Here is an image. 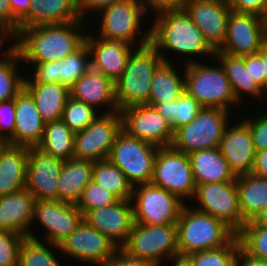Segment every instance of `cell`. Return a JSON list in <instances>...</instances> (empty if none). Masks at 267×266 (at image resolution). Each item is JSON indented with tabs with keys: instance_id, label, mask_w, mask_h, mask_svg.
<instances>
[{
	"instance_id": "91938a15",
	"label": "cell",
	"mask_w": 267,
	"mask_h": 266,
	"mask_svg": "<svg viewBox=\"0 0 267 266\" xmlns=\"http://www.w3.org/2000/svg\"><path fill=\"white\" fill-rule=\"evenodd\" d=\"M234 266H267V260L250 257L239 250Z\"/></svg>"
},
{
	"instance_id": "8fae6325",
	"label": "cell",
	"mask_w": 267,
	"mask_h": 266,
	"mask_svg": "<svg viewBox=\"0 0 267 266\" xmlns=\"http://www.w3.org/2000/svg\"><path fill=\"white\" fill-rule=\"evenodd\" d=\"M131 202L134 223L176 224L185 203L177 196L151 183L133 187Z\"/></svg>"
},
{
	"instance_id": "5bb4252c",
	"label": "cell",
	"mask_w": 267,
	"mask_h": 266,
	"mask_svg": "<svg viewBox=\"0 0 267 266\" xmlns=\"http://www.w3.org/2000/svg\"><path fill=\"white\" fill-rule=\"evenodd\" d=\"M266 41L263 17L231 11L227 21L224 44L215 52L243 57L256 54Z\"/></svg>"
},
{
	"instance_id": "d6a6232c",
	"label": "cell",
	"mask_w": 267,
	"mask_h": 266,
	"mask_svg": "<svg viewBox=\"0 0 267 266\" xmlns=\"http://www.w3.org/2000/svg\"><path fill=\"white\" fill-rule=\"evenodd\" d=\"M74 134L61 119L47 122L41 142L36 147L63 162L70 160L74 157Z\"/></svg>"
},
{
	"instance_id": "6f0895ef",
	"label": "cell",
	"mask_w": 267,
	"mask_h": 266,
	"mask_svg": "<svg viewBox=\"0 0 267 266\" xmlns=\"http://www.w3.org/2000/svg\"><path fill=\"white\" fill-rule=\"evenodd\" d=\"M252 174L267 178V149L256 151Z\"/></svg>"
},
{
	"instance_id": "bcb514c9",
	"label": "cell",
	"mask_w": 267,
	"mask_h": 266,
	"mask_svg": "<svg viewBox=\"0 0 267 266\" xmlns=\"http://www.w3.org/2000/svg\"><path fill=\"white\" fill-rule=\"evenodd\" d=\"M34 66L33 77L25 78L24 83H60L61 66L63 59L46 63L31 64Z\"/></svg>"
},
{
	"instance_id": "44dd1931",
	"label": "cell",
	"mask_w": 267,
	"mask_h": 266,
	"mask_svg": "<svg viewBox=\"0 0 267 266\" xmlns=\"http://www.w3.org/2000/svg\"><path fill=\"white\" fill-rule=\"evenodd\" d=\"M218 148L236 177L252 172L256 151L243 120L227 125Z\"/></svg>"
},
{
	"instance_id": "3957f363",
	"label": "cell",
	"mask_w": 267,
	"mask_h": 266,
	"mask_svg": "<svg viewBox=\"0 0 267 266\" xmlns=\"http://www.w3.org/2000/svg\"><path fill=\"white\" fill-rule=\"evenodd\" d=\"M187 205L176 223L180 256L222 248L236 236L223 221Z\"/></svg>"
},
{
	"instance_id": "6da1fadb",
	"label": "cell",
	"mask_w": 267,
	"mask_h": 266,
	"mask_svg": "<svg viewBox=\"0 0 267 266\" xmlns=\"http://www.w3.org/2000/svg\"><path fill=\"white\" fill-rule=\"evenodd\" d=\"M154 15L153 24L149 27L150 44L163 61L171 62L163 52L166 50L178 56L183 55L182 59L185 55L187 60L184 64L196 62L194 56H215V51L184 9L164 10Z\"/></svg>"
},
{
	"instance_id": "2e32d148",
	"label": "cell",
	"mask_w": 267,
	"mask_h": 266,
	"mask_svg": "<svg viewBox=\"0 0 267 266\" xmlns=\"http://www.w3.org/2000/svg\"><path fill=\"white\" fill-rule=\"evenodd\" d=\"M59 247V252L70 258L94 266H103L118 249L112 241L91 227L84 219Z\"/></svg>"
},
{
	"instance_id": "c3c4849f",
	"label": "cell",
	"mask_w": 267,
	"mask_h": 266,
	"mask_svg": "<svg viewBox=\"0 0 267 266\" xmlns=\"http://www.w3.org/2000/svg\"><path fill=\"white\" fill-rule=\"evenodd\" d=\"M15 98L0 102V137L6 143L14 134Z\"/></svg>"
},
{
	"instance_id": "d6986e66",
	"label": "cell",
	"mask_w": 267,
	"mask_h": 266,
	"mask_svg": "<svg viewBox=\"0 0 267 266\" xmlns=\"http://www.w3.org/2000/svg\"><path fill=\"white\" fill-rule=\"evenodd\" d=\"M83 219L104 234L118 248L128 241L134 224L131 200H118L114 204L87 212Z\"/></svg>"
},
{
	"instance_id": "ac0fdd59",
	"label": "cell",
	"mask_w": 267,
	"mask_h": 266,
	"mask_svg": "<svg viewBox=\"0 0 267 266\" xmlns=\"http://www.w3.org/2000/svg\"><path fill=\"white\" fill-rule=\"evenodd\" d=\"M63 161L28 147V163L25 188L34 200H58V180Z\"/></svg>"
},
{
	"instance_id": "03108f58",
	"label": "cell",
	"mask_w": 267,
	"mask_h": 266,
	"mask_svg": "<svg viewBox=\"0 0 267 266\" xmlns=\"http://www.w3.org/2000/svg\"><path fill=\"white\" fill-rule=\"evenodd\" d=\"M5 144V142L3 141V139L0 137V148Z\"/></svg>"
},
{
	"instance_id": "e0dca14e",
	"label": "cell",
	"mask_w": 267,
	"mask_h": 266,
	"mask_svg": "<svg viewBox=\"0 0 267 266\" xmlns=\"http://www.w3.org/2000/svg\"><path fill=\"white\" fill-rule=\"evenodd\" d=\"M183 9L200 29L204 39L214 51L224 44L228 17V0H187Z\"/></svg>"
},
{
	"instance_id": "7c38bea8",
	"label": "cell",
	"mask_w": 267,
	"mask_h": 266,
	"mask_svg": "<svg viewBox=\"0 0 267 266\" xmlns=\"http://www.w3.org/2000/svg\"><path fill=\"white\" fill-rule=\"evenodd\" d=\"M122 131L120 111L100 114L84 130L74 134V157L92 162L106 160Z\"/></svg>"
},
{
	"instance_id": "52a82bcc",
	"label": "cell",
	"mask_w": 267,
	"mask_h": 266,
	"mask_svg": "<svg viewBox=\"0 0 267 266\" xmlns=\"http://www.w3.org/2000/svg\"><path fill=\"white\" fill-rule=\"evenodd\" d=\"M122 249L132 257L164 266V261L179 256L177 226L134 223Z\"/></svg>"
},
{
	"instance_id": "484cf974",
	"label": "cell",
	"mask_w": 267,
	"mask_h": 266,
	"mask_svg": "<svg viewBox=\"0 0 267 266\" xmlns=\"http://www.w3.org/2000/svg\"><path fill=\"white\" fill-rule=\"evenodd\" d=\"M28 147L4 144L0 148V197L25 187Z\"/></svg>"
},
{
	"instance_id": "4fadbf2b",
	"label": "cell",
	"mask_w": 267,
	"mask_h": 266,
	"mask_svg": "<svg viewBox=\"0 0 267 266\" xmlns=\"http://www.w3.org/2000/svg\"><path fill=\"white\" fill-rule=\"evenodd\" d=\"M193 199L198 202L196 210L223 221L235 233L246 223L239 208L236 180L197 185Z\"/></svg>"
},
{
	"instance_id": "6125c7cd",
	"label": "cell",
	"mask_w": 267,
	"mask_h": 266,
	"mask_svg": "<svg viewBox=\"0 0 267 266\" xmlns=\"http://www.w3.org/2000/svg\"><path fill=\"white\" fill-rule=\"evenodd\" d=\"M173 261L172 266H193L190 259L187 256H175L168 260V263Z\"/></svg>"
},
{
	"instance_id": "9a60e30c",
	"label": "cell",
	"mask_w": 267,
	"mask_h": 266,
	"mask_svg": "<svg viewBox=\"0 0 267 266\" xmlns=\"http://www.w3.org/2000/svg\"><path fill=\"white\" fill-rule=\"evenodd\" d=\"M120 113L122 130L129 136L158 147L171 146L174 131L154 106L143 104L127 107Z\"/></svg>"
},
{
	"instance_id": "7a4b0ae2",
	"label": "cell",
	"mask_w": 267,
	"mask_h": 266,
	"mask_svg": "<svg viewBox=\"0 0 267 266\" xmlns=\"http://www.w3.org/2000/svg\"><path fill=\"white\" fill-rule=\"evenodd\" d=\"M84 22L46 24L24 28L18 33L17 50L24 63L38 64L64 59L84 43Z\"/></svg>"
},
{
	"instance_id": "681fc988",
	"label": "cell",
	"mask_w": 267,
	"mask_h": 266,
	"mask_svg": "<svg viewBox=\"0 0 267 266\" xmlns=\"http://www.w3.org/2000/svg\"><path fill=\"white\" fill-rule=\"evenodd\" d=\"M232 12L254 14L265 18L267 15V0H228Z\"/></svg>"
},
{
	"instance_id": "ba28073f",
	"label": "cell",
	"mask_w": 267,
	"mask_h": 266,
	"mask_svg": "<svg viewBox=\"0 0 267 266\" xmlns=\"http://www.w3.org/2000/svg\"><path fill=\"white\" fill-rule=\"evenodd\" d=\"M99 13L102 20L97 37L125 40L138 48L150 43V29L141 33V22L147 12L140 0H121Z\"/></svg>"
},
{
	"instance_id": "b9f144b4",
	"label": "cell",
	"mask_w": 267,
	"mask_h": 266,
	"mask_svg": "<svg viewBox=\"0 0 267 266\" xmlns=\"http://www.w3.org/2000/svg\"><path fill=\"white\" fill-rule=\"evenodd\" d=\"M40 223L46 230L43 240L56 245V229L58 221V200H35L33 222Z\"/></svg>"
},
{
	"instance_id": "8992f818",
	"label": "cell",
	"mask_w": 267,
	"mask_h": 266,
	"mask_svg": "<svg viewBox=\"0 0 267 266\" xmlns=\"http://www.w3.org/2000/svg\"><path fill=\"white\" fill-rule=\"evenodd\" d=\"M231 111L216 107H203L189 124L174 131L171 146L185 154L218 148L229 124Z\"/></svg>"
},
{
	"instance_id": "7bdbcfd3",
	"label": "cell",
	"mask_w": 267,
	"mask_h": 266,
	"mask_svg": "<svg viewBox=\"0 0 267 266\" xmlns=\"http://www.w3.org/2000/svg\"><path fill=\"white\" fill-rule=\"evenodd\" d=\"M118 200L119 199L114 194L92 180L83 189L81 197L76 206L84 216L91 210L110 206Z\"/></svg>"
},
{
	"instance_id": "4316f807",
	"label": "cell",
	"mask_w": 267,
	"mask_h": 266,
	"mask_svg": "<svg viewBox=\"0 0 267 266\" xmlns=\"http://www.w3.org/2000/svg\"><path fill=\"white\" fill-rule=\"evenodd\" d=\"M94 162L72 158L64 161L58 180V200L77 205L83 189L92 181Z\"/></svg>"
},
{
	"instance_id": "4dcf8cb0",
	"label": "cell",
	"mask_w": 267,
	"mask_h": 266,
	"mask_svg": "<svg viewBox=\"0 0 267 266\" xmlns=\"http://www.w3.org/2000/svg\"><path fill=\"white\" fill-rule=\"evenodd\" d=\"M239 208L245 222L267 207V178L252 173L236 177Z\"/></svg>"
},
{
	"instance_id": "9c48e42d",
	"label": "cell",
	"mask_w": 267,
	"mask_h": 266,
	"mask_svg": "<svg viewBox=\"0 0 267 266\" xmlns=\"http://www.w3.org/2000/svg\"><path fill=\"white\" fill-rule=\"evenodd\" d=\"M158 149V146L131 137L122 130L116 137L107 159L116 165L132 187H135L151 183Z\"/></svg>"
},
{
	"instance_id": "83f0119b",
	"label": "cell",
	"mask_w": 267,
	"mask_h": 266,
	"mask_svg": "<svg viewBox=\"0 0 267 266\" xmlns=\"http://www.w3.org/2000/svg\"><path fill=\"white\" fill-rule=\"evenodd\" d=\"M189 158L196 186L236 180L235 174L231 171L219 148L196 151L189 154Z\"/></svg>"
},
{
	"instance_id": "680465c9",
	"label": "cell",
	"mask_w": 267,
	"mask_h": 266,
	"mask_svg": "<svg viewBox=\"0 0 267 266\" xmlns=\"http://www.w3.org/2000/svg\"><path fill=\"white\" fill-rule=\"evenodd\" d=\"M14 17L20 22L28 13L32 0H9Z\"/></svg>"
},
{
	"instance_id": "f5cc1de1",
	"label": "cell",
	"mask_w": 267,
	"mask_h": 266,
	"mask_svg": "<svg viewBox=\"0 0 267 266\" xmlns=\"http://www.w3.org/2000/svg\"><path fill=\"white\" fill-rule=\"evenodd\" d=\"M148 13L156 14L164 10L183 9L187 0H140ZM150 9V10H149Z\"/></svg>"
},
{
	"instance_id": "d4e9b609",
	"label": "cell",
	"mask_w": 267,
	"mask_h": 266,
	"mask_svg": "<svg viewBox=\"0 0 267 266\" xmlns=\"http://www.w3.org/2000/svg\"><path fill=\"white\" fill-rule=\"evenodd\" d=\"M85 21L78 0H32L29 13L20 21L19 32L24 28Z\"/></svg>"
},
{
	"instance_id": "74e56055",
	"label": "cell",
	"mask_w": 267,
	"mask_h": 266,
	"mask_svg": "<svg viewBox=\"0 0 267 266\" xmlns=\"http://www.w3.org/2000/svg\"><path fill=\"white\" fill-rule=\"evenodd\" d=\"M21 62L18 50L9 59L0 62V102L14 99L24 89L26 76L19 75L17 71Z\"/></svg>"
},
{
	"instance_id": "9f6ffc18",
	"label": "cell",
	"mask_w": 267,
	"mask_h": 266,
	"mask_svg": "<svg viewBox=\"0 0 267 266\" xmlns=\"http://www.w3.org/2000/svg\"><path fill=\"white\" fill-rule=\"evenodd\" d=\"M118 1L121 0H78V3L81 16L83 19H86L85 17H87L89 12H99L103 8L108 7L109 5H112Z\"/></svg>"
},
{
	"instance_id": "7402d4cb",
	"label": "cell",
	"mask_w": 267,
	"mask_h": 266,
	"mask_svg": "<svg viewBox=\"0 0 267 266\" xmlns=\"http://www.w3.org/2000/svg\"><path fill=\"white\" fill-rule=\"evenodd\" d=\"M34 201V197L25 187L1 196L0 230L37 239L30 227L34 224Z\"/></svg>"
},
{
	"instance_id": "f546056e",
	"label": "cell",
	"mask_w": 267,
	"mask_h": 266,
	"mask_svg": "<svg viewBox=\"0 0 267 266\" xmlns=\"http://www.w3.org/2000/svg\"><path fill=\"white\" fill-rule=\"evenodd\" d=\"M215 59L223 67L239 105L243 103L244 94H248L252 96L251 98H256V100H266L263 97L264 90L251 77L249 68L246 67L244 62V56H233L223 52H215Z\"/></svg>"
},
{
	"instance_id": "be15d7a7",
	"label": "cell",
	"mask_w": 267,
	"mask_h": 266,
	"mask_svg": "<svg viewBox=\"0 0 267 266\" xmlns=\"http://www.w3.org/2000/svg\"><path fill=\"white\" fill-rule=\"evenodd\" d=\"M252 221L255 224L267 227V207L261 210Z\"/></svg>"
},
{
	"instance_id": "db71d44e",
	"label": "cell",
	"mask_w": 267,
	"mask_h": 266,
	"mask_svg": "<svg viewBox=\"0 0 267 266\" xmlns=\"http://www.w3.org/2000/svg\"><path fill=\"white\" fill-rule=\"evenodd\" d=\"M5 38H9V40L13 38L11 41H14V44L12 43L7 49L1 52L2 45L3 47L6 45V41H4L6 40ZM17 38L18 34L15 30L8 26L0 25V62L9 59L17 51Z\"/></svg>"
},
{
	"instance_id": "11a10c76",
	"label": "cell",
	"mask_w": 267,
	"mask_h": 266,
	"mask_svg": "<svg viewBox=\"0 0 267 266\" xmlns=\"http://www.w3.org/2000/svg\"><path fill=\"white\" fill-rule=\"evenodd\" d=\"M20 22L14 17L9 0H0V25H5L19 33Z\"/></svg>"
},
{
	"instance_id": "d590c367",
	"label": "cell",
	"mask_w": 267,
	"mask_h": 266,
	"mask_svg": "<svg viewBox=\"0 0 267 266\" xmlns=\"http://www.w3.org/2000/svg\"><path fill=\"white\" fill-rule=\"evenodd\" d=\"M39 239L24 238L20 247L19 266H61L51 249L53 247L57 251L60 247Z\"/></svg>"
},
{
	"instance_id": "f6af8a7d",
	"label": "cell",
	"mask_w": 267,
	"mask_h": 266,
	"mask_svg": "<svg viewBox=\"0 0 267 266\" xmlns=\"http://www.w3.org/2000/svg\"><path fill=\"white\" fill-rule=\"evenodd\" d=\"M23 235L0 230V266H19Z\"/></svg>"
},
{
	"instance_id": "8d00e7d4",
	"label": "cell",
	"mask_w": 267,
	"mask_h": 266,
	"mask_svg": "<svg viewBox=\"0 0 267 266\" xmlns=\"http://www.w3.org/2000/svg\"><path fill=\"white\" fill-rule=\"evenodd\" d=\"M240 250L253 258L267 260V227L246 222L236 233Z\"/></svg>"
},
{
	"instance_id": "94428289",
	"label": "cell",
	"mask_w": 267,
	"mask_h": 266,
	"mask_svg": "<svg viewBox=\"0 0 267 266\" xmlns=\"http://www.w3.org/2000/svg\"><path fill=\"white\" fill-rule=\"evenodd\" d=\"M261 60L263 62V75H265V89L267 88V41L261 47Z\"/></svg>"
},
{
	"instance_id": "ffe728a7",
	"label": "cell",
	"mask_w": 267,
	"mask_h": 266,
	"mask_svg": "<svg viewBox=\"0 0 267 266\" xmlns=\"http://www.w3.org/2000/svg\"><path fill=\"white\" fill-rule=\"evenodd\" d=\"M91 67L115 82L124 72L130 54L137 48L125 40L93 37L86 34Z\"/></svg>"
},
{
	"instance_id": "003e7915",
	"label": "cell",
	"mask_w": 267,
	"mask_h": 266,
	"mask_svg": "<svg viewBox=\"0 0 267 266\" xmlns=\"http://www.w3.org/2000/svg\"><path fill=\"white\" fill-rule=\"evenodd\" d=\"M264 96L267 98V88L264 90Z\"/></svg>"
},
{
	"instance_id": "30bf717a",
	"label": "cell",
	"mask_w": 267,
	"mask_h": 266,
	"mask_svg": "<svg viewBox=\"0 0 267 266\" xmlns=\"http://www.w3.org/2000/svg\"><path fill=\"white\" fill-rule=\"evenodd\" d=\"M151 184L165 189L184 199H193L196 183L193 177L191 161L188 154L172 146L159 147L154 161Z\"/></svg>"
},
{
	"instance_id": "ee69618b",
	"label": "cell",
	"mask_w": 267,
	"mask_h": 266,
	"mask_svg": "<svg viewBox=\"0 0 267 266\" xmlns=\"http://www.w3.org/2000/svg\"><path fill=\"white\" fill-rule=\"evenodd\" d=\"M83 220V214L76 205L58 200V221L56 229V245L67 239Z\"/></svg>"
},
{
	"instance_id": "cb8c5ba5",
	"label": "cell",
	"mask_w": 267,
	"mask_h": 266,
	"mask_svg": "<svg viewBox=\"0 0 267 266\" xmlns=\"http://www.w3.org/2000/svg\"><path fill=\"white\" fill-rule=\"evenodd\" d=\"M70 96L94 107H107L104 114L119 111L115 99L114 82L99 71L91 69L82 75L70 88ZM101 106V107H99Z\"/></svg>"
},
{
	"instance_id": "e7e4bbea",
	"label": "cell",
	"mask_w": 267,
	"mask_h": 266,
	"mask_svg": "<svg viewBox=\"0 0 267 266\" xmlns=\"http://www.w3.org/2000/svg\"><path fill=\"white\" fill-rule=\"evenodd\" d=\"M265 29H266V39H267V15L265 16Z\"/></svg>"
},
{
	"instance_id": "f1b7e54d",
	"label": "cell",
	"mask_w": 267,
	"mask_h": 266,
	"mask_svg": "<svg viewBox=\"0 0 267 266\" xmlns=\"http://www.w3.org/2000/svg\"><path fill=\"white\" fill-rule=\"evenodd\" d=\"M24 89L32 96L45 123L61 119L70 96L68 87L61 83H24Z\"/></svg>"
},
{
	"instance_id": "816d5d0a",
	"label": "cell",
	"mask_w": 267,
	"mask_h": 266,
	"mask_svg": "<svg viewBox=\"0 0 267 266\" xmlns=\"http://www.w3.org/2000/svg\"><path fill=\"white\" fill-rule=\"evenodd\" d=\"M244 62L251 77L265 90V75H263V62L261 60V49L256 54L244 56Z\"/></svg>"
},
{
	"instance_id": "e575fe53",
	"label": "cell",
	"mask_w": 267,
	"mask_h": 266,
	"mask_svg": "<svg viewBox=\"0 0 267 266\" xmlns=\"http://www.w3.org/2000/svg\"><path fill=\"white\" fill-rule=\"evenodd\" d=\"M92 180L119 200H131L133 187L125 174L108 159L94 162Z\"/></svg>"
},
{
	"instance_id": "603a6c76",
	"label": "cell",
	"mask_w": 267,
	"mask_h": 266,
	"mask_svg": "<svg viewBox=\"0 0 267 266\" xmlns=\"http://www.w3.org/2000/svg\"><path fill=\"white\" fill-rule=\"evenodd\" d=\"M44 126L45 122L32 96L23 89L15 97V129L13 136L6 144L36 147L43 137Z\"/></svg>"
},
{
	"instance_id": "7dc6e473",
	"label": "cell",
	"mask_w": 267,
	"mask_h": 266,
	"mask_svg": "<svg viewBox=\"0 0 267 266\" xmlns=\"http://www.w3.org/2000/svg\"><path fill=\"white\" fill-rule=\"evenodd\" d=\"M256 117H245L243 121L250 130L255 151L267 149V112H260ZM256 118V119H255Z\"/></svg>"
},
{
	"instance_id": "836d02e7",
	"label": "cell",
	"mask_w": 267,
	"mask_h": 266,
	"mask_svg": "<svg viewBox=\"0 0 267 266\" xmlns=\"http://www.w3.org/2000/svg\"><path fill=\"white\" fill-rule=\"evenodd\" d=\"M154 107L169 123L173 131L192 122L203 108V106L186 91L176 100L157 103Z\"/></svg>"
},
{
	"instance_id": "60d3db41",
	"label": "cell",
	"mask_w": 267,
	"mask_h": 266,
	"mask_svg": "<svg viewBox=\"0 0 267 266\" xmlns=\"http://www.w3.org/2000/svg\"><path fill=\"white\" fill-rule=\"evenodd\" d=\"M91 69L90 51L84 43L73 54L63 59L60 83L70 88L82 75Z\"/></svg>"
},
{
	"instance_id": "f907efd6",
	"label": "cell",
	"mask_w": 267,
	"mask_h": 266,
	"mask_svg": "<svg viewBox=\"0 0 267 266\" xmlns=\"http://www.w3.org/2000/svg\"><path fill=\"white\" fill-rule=\"evenodd\" d=\"M103 266H156L150 261L132 257L122 248H118Z\"/></svg>"
},
{
	"instance_id": "ab89813d",
	"label": "cell",
	"mask_w": 267,
	"mask_h": 266,
	"mask_svg": "<svg viewBox=\"0 0 267 266\" xmlns=\"http://www.w3.org/2000/svg\"><path fill=\"white\" fill-rule=\"evenodd\" d=\"M239 250V240L235 236L222 248L195 252L187 257L193 266H234Z\"/></svg>"
},
{
	"instance_id": "f35d334b",
	"label": "cell",
	"mask_w": 267,
	"mask_h": 266,
	"mask_svg": "<svg viewBox=\"0 0 267 266\" xmlns=\"http://www.w3.org/2000/svg\"><path fill=\"white\" fill-rule=\"evenodd\" d=\"M102 111L69 96L61 120L74 132H80L90 125Z\"/></svg>"
},
{
	"instance_id": "1f68e13d",
	"label": "cell",
	"mask_w": 267,
	"mask_h": 266,
	"mask_svg": "<svg viewBox=\"0 0 267 266\" xmlns=\"http://www.w3.org/2000/svg\"><path fill=\"white\" fill-rule=\"evenodd\" d=\"M172 62L163 61L153 75L151 93L146 103L154 106L157 103L176 100L185 91V77L176 71Z\"/></svg>"
},
{
	"instance_id": "5b68a950",
	"label": "cell",
	"mask_w": 267,
	"mask_h": 266,
	"mask_svg": "<svg viewBox=\"0 0 267 266\" xmlns=\"http://www.w3.org/2000/svg\"><path fill=\"white\" fill-rule=\"evenodd\" d=\"M217 66L202 64L201 61L181 66L185 77V91L203 107H216L231 111L239 106L231 83L220 63Z\"/></svg>"
},
{
	"instance_id": "277c9868",
	"label": "cell",
	"mask_w": 267,
	"mask_h": 266,
	"mask_svg": "<svg viewBox=\"0 0 267 266\" xmlns=\"http://www.w3.org/2000/svg\"><path fill=\"white\" fill-rule=\"evenodd\" d=\"M162 62L161 55L150 43L130 54L123 74L114 82L119 111L148 102L153 75Z\"/></svg>"
}]
</instances>
